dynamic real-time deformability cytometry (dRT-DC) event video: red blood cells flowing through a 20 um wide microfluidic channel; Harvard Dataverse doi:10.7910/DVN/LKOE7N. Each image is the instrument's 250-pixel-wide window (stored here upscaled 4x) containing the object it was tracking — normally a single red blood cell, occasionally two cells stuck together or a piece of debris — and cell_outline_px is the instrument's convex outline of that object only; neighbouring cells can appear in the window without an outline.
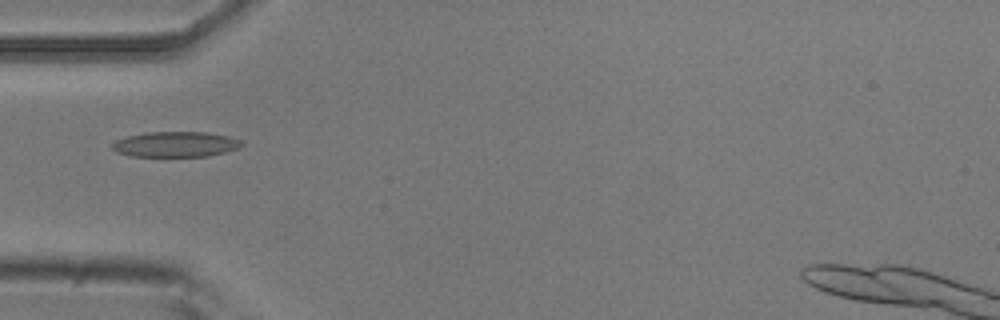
{"species": "common noctule bat (a hibernating species)", "species_latin": "Nyctalus noctula", "temperature_condition": "room temperature", "stored_images_in_passage": 5, "camera_frame_rate_fps": 3000, "um_per_image_px": 0.085, "animal": {"sex": "male", "body_mass_g": 20.5, "forearm_length_mm": 52.5}, "frame": {"image": 1, "passage_image": 5, "time_ms": 1.333, "image_size_px": [1000, 320], "cell_outline_px": [[244, 144], [240, 148], [208, 156], [132, 156], [116, 152], [112, 148], [112, 144], [116, 140], [128, 136], [144, 132], [208, 132], [228, 136], [240, 140]], "centroid_in_image_um": [14.93, 12.26], "position_along_channel_um": 70.1, "area_um2": 19.13}}